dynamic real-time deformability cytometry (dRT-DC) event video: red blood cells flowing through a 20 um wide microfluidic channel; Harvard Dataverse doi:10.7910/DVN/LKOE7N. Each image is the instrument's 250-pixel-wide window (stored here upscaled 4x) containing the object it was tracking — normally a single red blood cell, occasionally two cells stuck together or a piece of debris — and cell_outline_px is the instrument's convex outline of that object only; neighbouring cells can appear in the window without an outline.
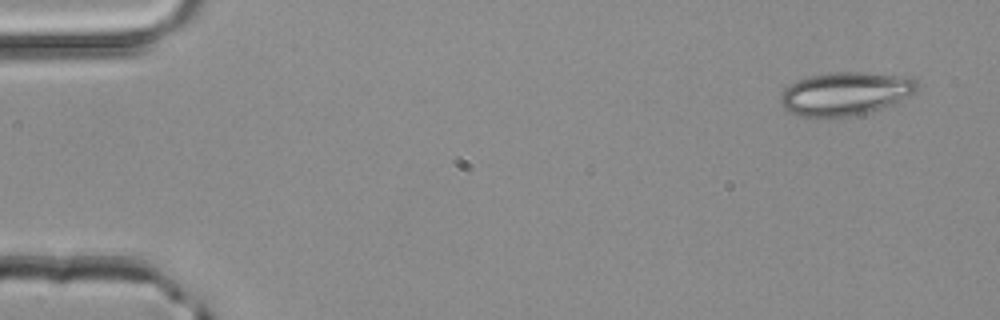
{"species": "common noctule bat (a hibernating species)", "species_latin": "Nyctalus noctula", "temperature_condition": "room temperature", "stored_images_in_passage": 3, "camera_frame_rate_fps": 3000, "um_per_image_px": 0.085, "animal": {"sex": "male", "body_mass_g": 20.4}, "frame": {"image": 1, "passage_image": 1, "time_ms": 0.0, "image_size_px": [1000, 320], "cell_outline_px": [[920, 84], [908, 96], [896, 104], [868, 112], [852, 116], [800, 116], [788, 112], [780, 104], [780, 96], [784, 88], [808, 76], [832, 72], [868, 72], [912, 76]], "centroid_in_image_um": [71.89, 7.94], "position_along_channel_um": 13.1, "area_um2": 34.62}}